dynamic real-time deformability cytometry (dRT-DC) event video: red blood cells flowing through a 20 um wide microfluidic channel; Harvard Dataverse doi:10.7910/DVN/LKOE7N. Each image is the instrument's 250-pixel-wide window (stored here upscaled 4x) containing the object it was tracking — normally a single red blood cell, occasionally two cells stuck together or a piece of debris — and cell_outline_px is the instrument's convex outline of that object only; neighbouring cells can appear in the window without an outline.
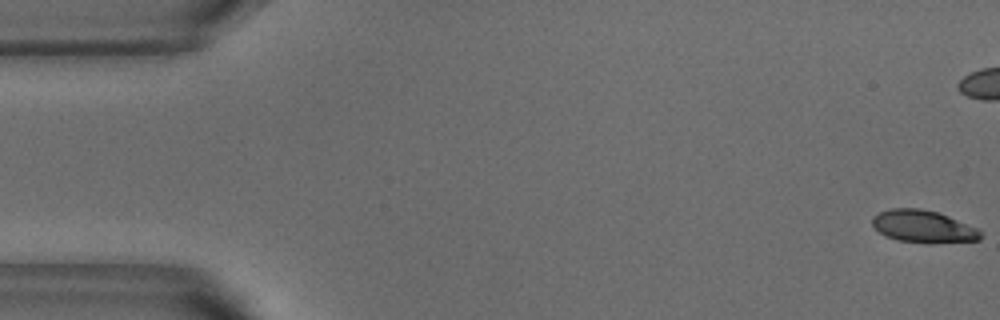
{"species": "common noctule bat (a hibernating species)", "species_latin": "Nyctalus noctula", "temperature_condition": "warm", "stored_images_in_passage": 42, "camera_frame_rate_fps": 3000, "um_per_image_px": 0.085, "animal": {"sex": "male", "body_mass_g": 18.8}, "frame": {"image": 1, "passage_image": 1, "time_ms": 0.0, "image_size_px": [1000, 320], "cell_outline_px": [[984, 232], [980, 240], [928, 244], [896, 240], [884, 236], [872, 224], [872, 216], [880, 212], [892, 208], [920, 208], [936, 212], [948, 216], [976, 228]], "centroid_in_image_um": [78.48, 19.27], "position_along_channel_um": 6.5, "area_um2": 20.58}}
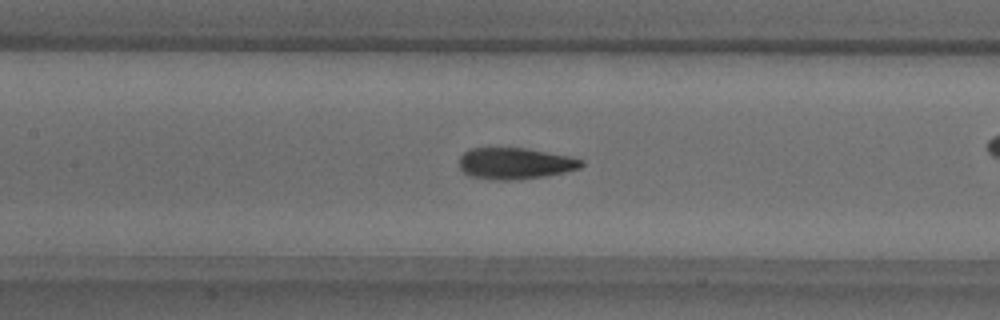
{"frame": {"image": 2, "passage_image": 24, "time_ms": 7.667, "image_size_px": [1000, 320], "cell_outline_px": [[584, 164], [580, 168], [564, 172], [544, 176], [512, 180], [496, 180], [468, 176], [460, 168], [460, 156], [464, 152], [472, 148], [524, 148], [568, 156], [584, 160]], "centroid_in_image_um": [43.77, 13.89], "position_along_channel_um": 163.6, "area_um2": 22.2}}